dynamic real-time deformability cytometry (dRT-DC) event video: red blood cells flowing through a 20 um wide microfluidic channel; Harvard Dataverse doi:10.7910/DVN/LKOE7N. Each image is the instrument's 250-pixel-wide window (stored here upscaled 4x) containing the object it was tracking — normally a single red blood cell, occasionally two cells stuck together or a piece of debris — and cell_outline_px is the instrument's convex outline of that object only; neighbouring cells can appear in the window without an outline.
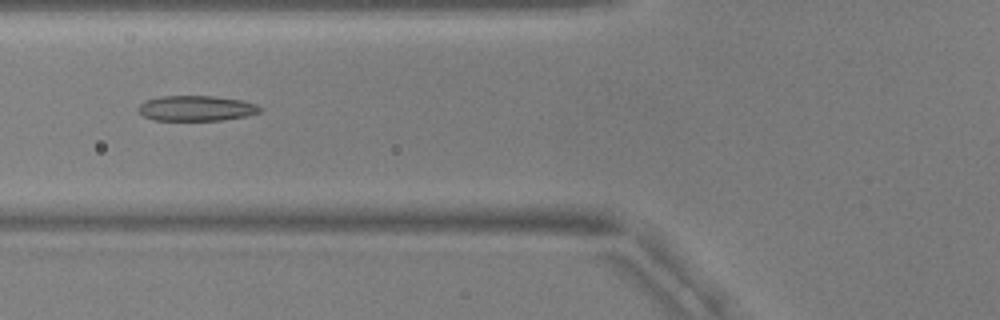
{"species": "common noctule bat (a hibernating species)", "species_latin": "Nyctalus noctula", "temperature_condition": "warm", "stored_images_in_passage": 55, "camera_frame_rate_fps": 3000, "um_per_image_px": 0.085, "animal": {"sex": "male", "body_mass_g": 17.9, "forearm_length_mm": 54.2}, "frame": {"image": 1, "passage_image": 22, "time_ms": 7.0, "image_size_px": [1000, 320], "cell_outline_px": [[264, 108], [260, 112], [248, 116], [220, 120], [152, 120], [144, 116], [136, 108], [144, 100], [160, 96], [212, 96], [240, 100], [256, 104]], "centroid_in_image_um": [16.67, 9.2], "position_along_channel_um": 109.1, "area_um2": 18.03}}
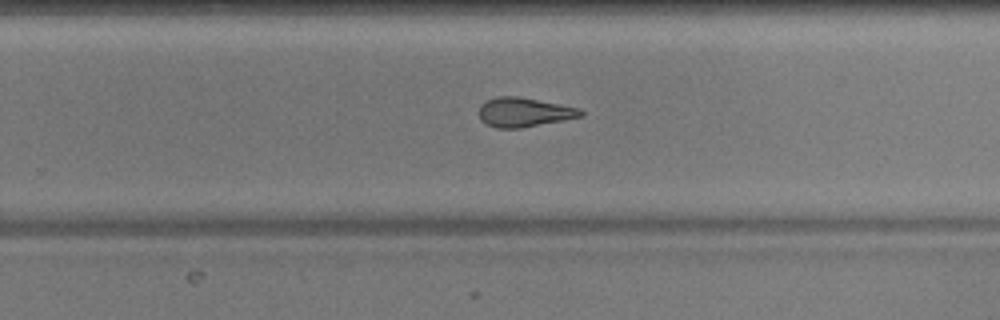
{"frame": {"image": 2, "passage_image": 36, "time_ms": 11.667, "image_size_px": [1000, 320], "cell_outline_px": [[584, 116], [564, 120], [520, 128], [496, 128], [484, 124], [480, 120], [480, 104], [496, 96], [516, 96], [560, 104], [580, 108], [584, 112]], "centroid_in_image_um": [44.54, 9.54], "position_along_channel_um": 285.3, "area_um2": 17.4}}
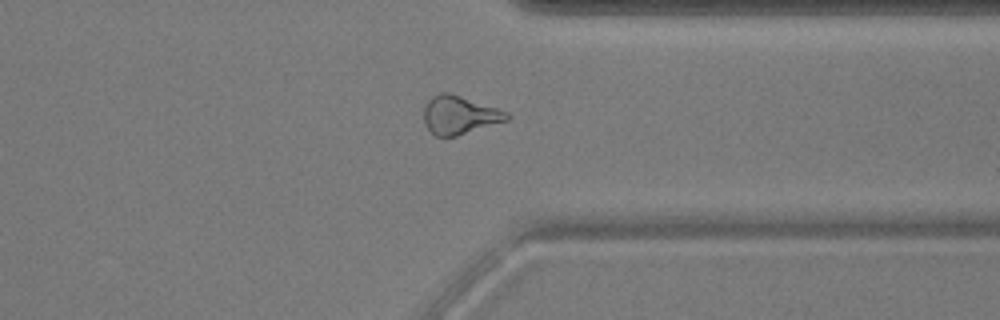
{"frame": {"image": 3, "passage_image": 43, "time_ms": 14.0, "image_size_px": [1000, 320], "cell_outline_px": [[512, 116], [508, 120], [456, 136], [436, 136], [424, 124], [424, 108], [428, 100], [432, 96], [440, 92], [448, 92], [508, 112]], "centroid_in_image_um": [39.05, 9.78], "position_along_channel_um": 372.4, "area_um2": 18.32}, "authors_computed_cell_mechanics": {"area_um2": 18.9584, "velocity_mm_per_s": 3.7716, "shape_relaxation_time_tau1_ms": 6.1346, "shape_relaxation_time_tau2_ms": 2.6699, "deformation_change_tau1": 0.17, "deformation_change_tau2": 0.1244}}